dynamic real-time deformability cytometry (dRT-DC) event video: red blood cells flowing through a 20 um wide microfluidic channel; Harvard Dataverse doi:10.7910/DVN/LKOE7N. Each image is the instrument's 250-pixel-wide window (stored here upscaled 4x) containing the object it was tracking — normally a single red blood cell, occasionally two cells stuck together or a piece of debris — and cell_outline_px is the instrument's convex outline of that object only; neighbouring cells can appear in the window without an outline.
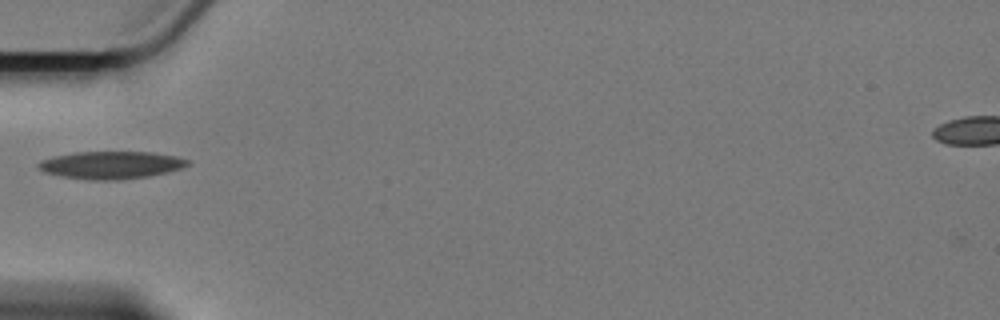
{"species": "Egyptian fruit bat (a non-hibernating species)", "species_latin": "Rousettus aegyptiacus", "temperature_condition": "cold", "stored_images_in_passage": 1, "camera_frame_rate_fps": 3000, "um_per_image_px": 0.085, "animal": {"sex": "female"}, "frame": {"image": 1, "passage_image": 1, "time_ms": 0.0, "image_size_px": [1000, 320], "cell_outline_px": [[188, 164], [184, 168], [168, 172], [148, 176], [116, 180], [92, 180], [64, 176], [44, 172], [36, 164], [40, 160], [52, 156], [76, 152], [152, 152], [176, 156], [188, 160]], "centroid_in_image_um": [9.44, 14.02], "position_along_channel_um": 75.6, "area_um2": 23.87}}